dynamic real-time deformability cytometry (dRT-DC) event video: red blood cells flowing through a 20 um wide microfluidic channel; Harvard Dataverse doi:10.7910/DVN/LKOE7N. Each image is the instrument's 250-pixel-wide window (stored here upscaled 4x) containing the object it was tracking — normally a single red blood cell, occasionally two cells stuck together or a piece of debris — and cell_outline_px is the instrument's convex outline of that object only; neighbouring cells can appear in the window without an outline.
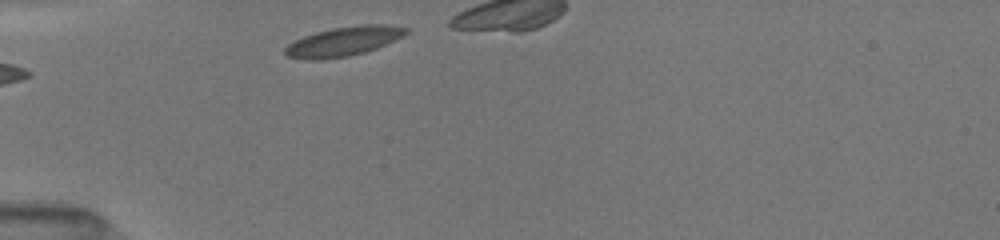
{"species": "common noctule bat (a hibernating species)", "species_latin": "Nyctalus noctula", "temperature_condition": "room temperature", "stored_images_in_passage": 4, "camera_frame_rate_fps": 3000, "um_per_image_px": 0.085, "animal": {"sex": "female", "body_mass_g": 19.5, "forearm_length_mm": 54.1}, "frame": {"image": 1, "passage_image": 1, "time_ms": 0.0, "image_size_px": [1000, 240], "cell_outline_px": [[408, 32], [376, 48], [364, 52], [348, 56], [320, 60], [308, 60], [284, 56], [284, 48], [288, 44], [304, 36], [316, 32], [332, 28], [360, 24], [384, 24], [408, 28]], "centroid_in_image_um": [29.13, 3.52], "position_along_channel_um": 55.9, "area_um2": 20.52}}